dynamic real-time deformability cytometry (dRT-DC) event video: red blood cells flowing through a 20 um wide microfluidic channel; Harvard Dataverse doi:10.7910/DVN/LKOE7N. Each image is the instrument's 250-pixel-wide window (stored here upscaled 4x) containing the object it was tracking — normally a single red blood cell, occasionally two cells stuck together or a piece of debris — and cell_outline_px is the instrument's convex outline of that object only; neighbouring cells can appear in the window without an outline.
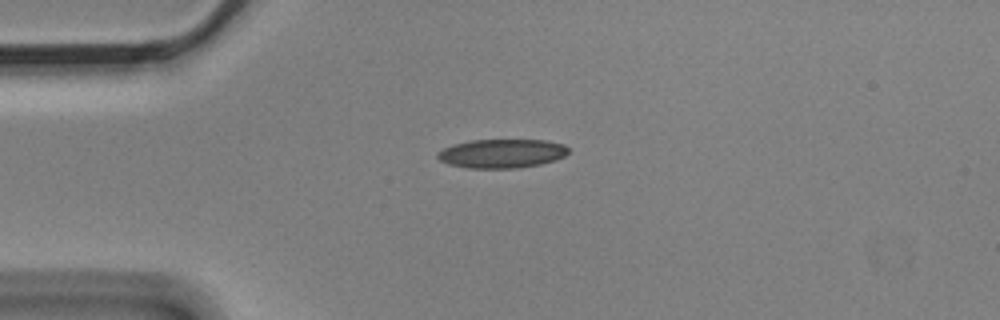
{"species": "Egyptian fruit bat (a non-hibernating species)", "species_latin": "Rousettus aegyptiacus", "temperature_condition": "cold", "stored_images_in_passage": 8, "camera_frame_rate_fps": 3000, "um_per_image_px": 0.085, "animal": {"sex": "male"}, "frame": {"image": 1, "passage_image": 1, "time_ms": 0.0, "image_size_px": [1000, 320], "cell_outline_px": [[568, 152], [564, 156], [556, 160], [540, 164], [516, 168], [468, 168], [448, 164], [440, 160], [436, 156], [436, 152], [452, 144], [472, 140], [548, 140], [564, 144], [568, 148]], "centroid_in_image_um": [42.64, 13.04], "position_along_channel_um": 42.4, "area_um2": 22.14}}
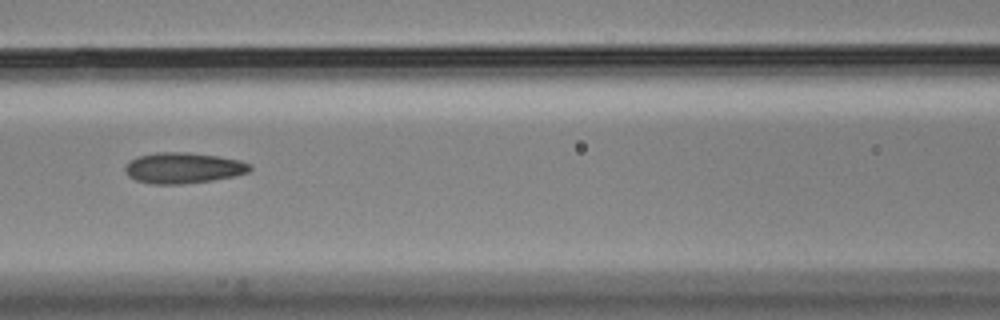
{"frame": {"image": 2, "passage_image": 4, "time_ms": 1.0, "image_size_px": [1000, 320], "cell_outline_px": [[252, 168], [248, 172], [236, 176], [212, 180], [180, 184], [152, 184], [136, 180], [128, 176], [124, 172], [124, 168], [132, 160], [140, 156], [156, 152], [188, 152], [216, 156], [240, 160], [252, 164]], "centroid_in_image_um": [15.6, 14.28], "position_along_channel_um": 151.0, "area_um2": 22.37}}
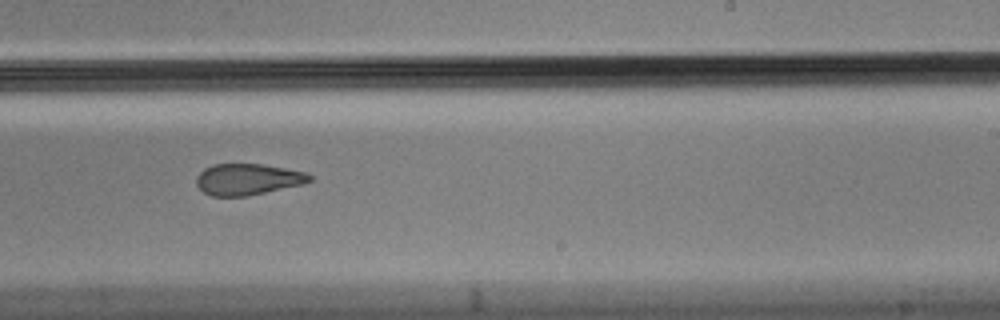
{"frame": {"image": 3, "passage_image": 7, "time_ms": 2.0, "image_size_px": [1000, 320], "cell_outline_px": [[312, 180], [304, 184], [248, 196], [212, 196], [204, 192], [196, 184], [196, 176], [204, 168], [212, 164], [260, 164], [284, 168], [304, 172], [312, 176]], "centroid_in_image_um": [21.04, 15.24], "position_along_channel_um": 268.0, "area_um2": 20.63}}